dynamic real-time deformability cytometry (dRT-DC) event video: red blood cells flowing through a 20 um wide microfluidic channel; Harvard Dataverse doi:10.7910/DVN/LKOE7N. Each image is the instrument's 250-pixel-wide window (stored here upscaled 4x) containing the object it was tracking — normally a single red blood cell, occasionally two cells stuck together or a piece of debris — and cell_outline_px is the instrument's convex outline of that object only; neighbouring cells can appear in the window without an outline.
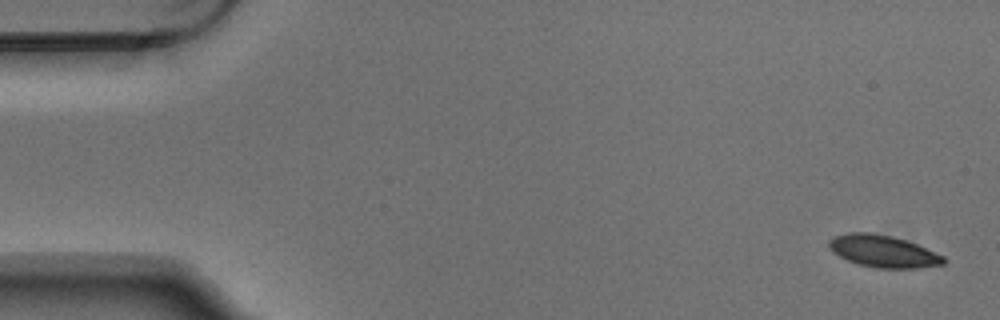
{"species": "Egyptian fruit bat (a non-hibernating species)", "species_latin": "Rousettus aegyptiacus", "temperature_condition": "warm", "stored_images_in_passage": 5, "camera_frame_rate_fps": 3000, "um_per_image_px": 0.085, "animal": {"sex": "male"}, "frame": {"image": 1, "passage_image": 1, "time_ms": 0.0, "image_size_px": [1000, 320], "cell_outline_px": [[944, 264], [916, 268], [876, 268], [860, 264], [848, 260], [832, 252], [828, 248], [828, 240], [832, 236], [848, 232], [872, 232], [892, 236], [908, 240], [944, 256]], "centroid_in_image_um": [75.03, 21.33], "position_along_channel_um": 10.0, "area_um2": 21.56}}